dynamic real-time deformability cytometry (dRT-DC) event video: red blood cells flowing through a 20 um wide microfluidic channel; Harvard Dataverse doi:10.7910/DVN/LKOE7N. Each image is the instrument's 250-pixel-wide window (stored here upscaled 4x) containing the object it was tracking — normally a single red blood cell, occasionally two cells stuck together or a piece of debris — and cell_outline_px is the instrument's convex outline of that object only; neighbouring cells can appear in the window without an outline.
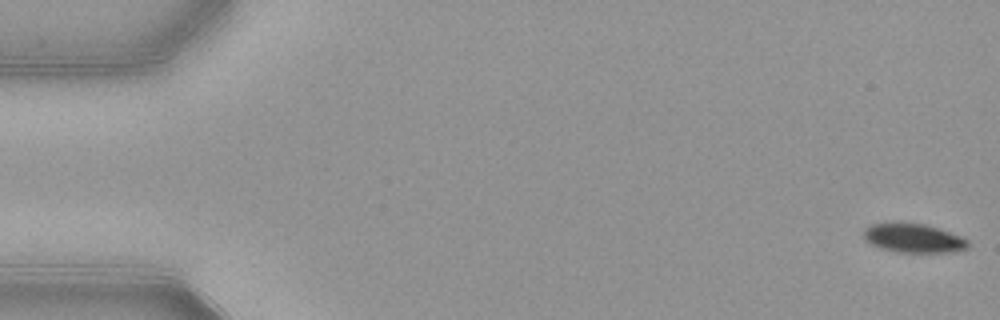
{"species": "common noctule bat (a hibernating species)", "species_latin": "Nyctalus noctula", "temperature_condition": "warm", "stored_images_in_passage": 54, "segment_of_instrument_passage": [1, 2], "camera_frame_rate_fps": 3000, "um_per_image_px": 0.085, "animal": {"sex": "female", "body_mass_g": 21.9}, "frame": {"image": 1, "passage_image": 1, "time_ms": 0.0, "image_size_px": [1000, 320], "cell_outline_px": [[968, 248], [952, 252], [896, 252], [880, 248], [868, 244], [864, 240], [864, 228], [872, 224], [924, 224], [960, 236], [968, 240]], "centroid_in_image_um": [77.61, 20.27], "position_along_channel_um": 7.4, "area_um2": 17.28}}
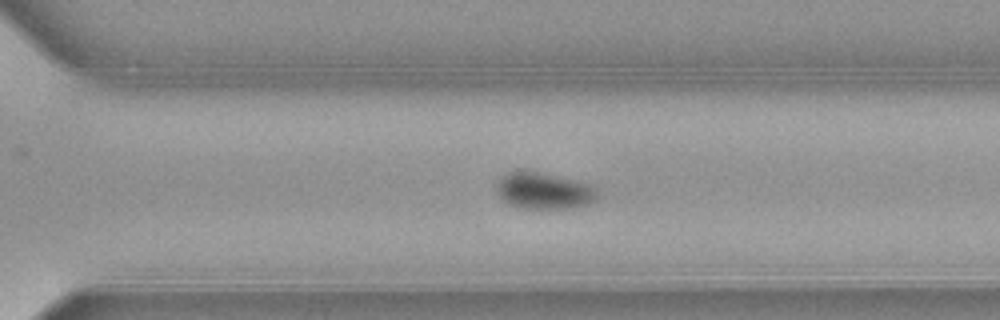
{"frame": {"image": 2, "passage_image": 37, "time_ms": 12.0, "image_size_px": [1000, 320], "cell_outline_px": [[596, 200], [580, 208], [520, 208], [508, 204], [496, 192], [496, 184], [500, 176], [508, 172], [536, 172], [576, 180], [592, 184], [596, 188]], "centroid_in_image_um": [46.24, 16.24], "position_along_channel_um": 324.4, "area_um2": 21.44}}
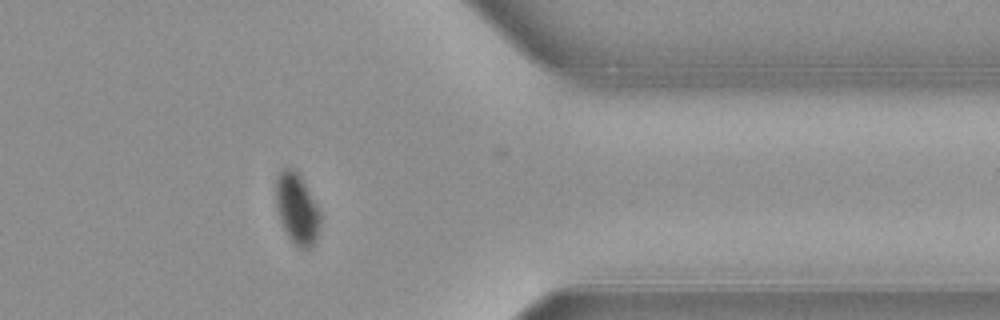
{"frame": {"image": 3, "passage_image": 43, "time_ms": 14.0, "image_size_px": [1000, 320], "cell_outline_px": [[320, 228], [316, 244], [312, 248], [300, 248], [288, 236], [280, 224], [276, 208], [276, 176], [280, 168], [284, 164], [288, 164], [300, 176], [316, 204], [320, 212]], "centroid_in_image_um": [25.22, 17.73], "position_along_channel_um": 386.2, "area_um2": 18.73}}